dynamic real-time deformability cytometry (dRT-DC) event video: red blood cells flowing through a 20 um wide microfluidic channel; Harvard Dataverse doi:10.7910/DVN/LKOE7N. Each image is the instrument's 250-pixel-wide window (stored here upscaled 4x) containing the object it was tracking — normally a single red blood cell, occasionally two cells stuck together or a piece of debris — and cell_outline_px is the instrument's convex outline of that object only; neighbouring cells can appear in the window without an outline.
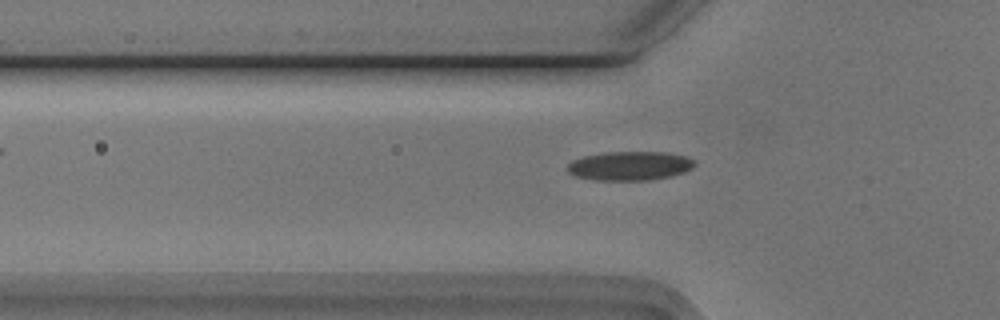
{"species": "Egyptian fruit bat (a non-hibernating species)", "species_latin": "Rousettus aegyptiacus", "temperature_condition": "cold", "stored_images_in_passage": 48, "camera_frame_rate_fps": 3000, "um_per_image_px": 0.085, "animal": {"sex": "male"}, "frame": {"image": 1, "passage_image": 18, "time_ms": 5.667, "image_size_px": [1000, 320], "cell_outline_px": [[696, 164], [692, 168], [684, 172], [672, 176], [648, 180], [596, 180], [576, 176], [568, 172], [568, 164], [572, 160], [584, 156], [604, 152], [668, 152], [688, 156], [696, 160]], "centroid_in_image_um": [53.58, 14.09], "position_along_channel_um": 72.2, "area_um2": 21.68}}
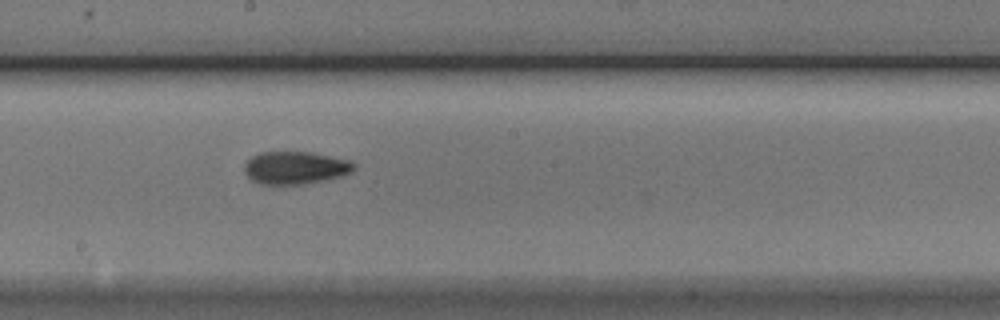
{"frame": {"image": 2, "passage_image": 30, "time_ms": 9.667, "image_size_px": [1000, 320], "cell_outline_px": [[356, 168], [352, 172], [344, 176], [328, 180], [304, 184], [260, 184], [252, 180], [244, 172], [244, 164], [252, 156], [260, 152], [312, 152], [348, 160], [356, 164]], "centroid_in_image_um": [25.13, 14.26], "position_along_channel_um": 223.1, "area_um2": 21.1}}
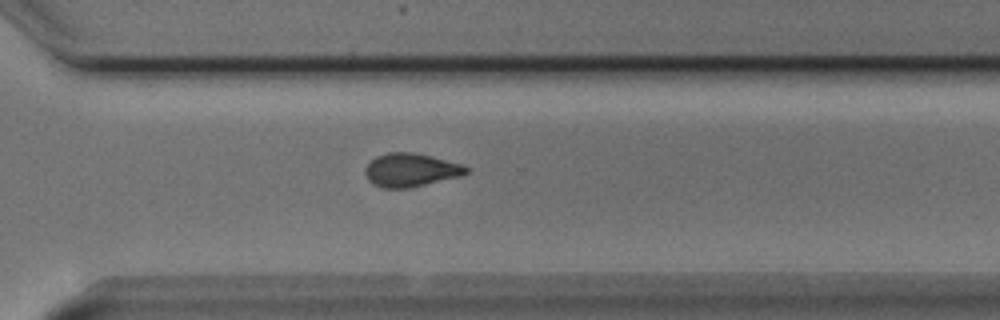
{"frame": {"image": 3, "passage_image": 39, "time_ms": 12.667, "image_size_px": [1000, 320], "cell_outline_px": [[468, 172], [460, 176], [408, 188], [380, 188], [372, 184], [368, 180], [364, 172], [364, 168], [376, 156], [388, 152], [412, 152], [432, 156], [460, 164], [468, 168]], "centroid_in_image_um": [34.86, 14.45], "position_along_channel_um": 335.7, "area_um2": 19.59}, "authors_computed_cell_mechanics": {"area_um2": 19.7965, "velocity_mm_per_s": 3.7617, "shape_relaxation_time_tau1_ms": 3.7434, "shape_relaxation_time_tau2_ms": 2.0579, "deformation_change_tau1": 0.1317, "deformation_change_tau2": 0.077}}